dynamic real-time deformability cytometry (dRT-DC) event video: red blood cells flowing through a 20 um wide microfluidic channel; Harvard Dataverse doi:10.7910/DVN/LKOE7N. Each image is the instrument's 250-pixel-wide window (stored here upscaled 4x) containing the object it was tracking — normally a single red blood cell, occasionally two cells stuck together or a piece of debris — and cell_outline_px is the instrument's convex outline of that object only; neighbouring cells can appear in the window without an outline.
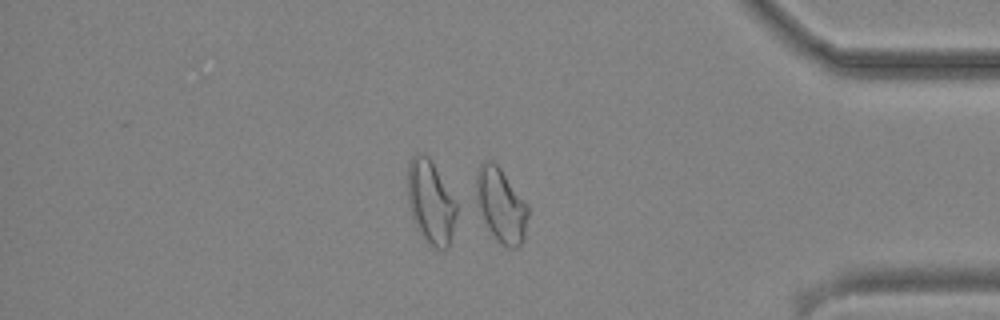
{"species": "common noctule bat (a hibernating species)", "species_latin": "Nyctalus noctula", "temperature_condition": "cold", "stored_images_in_passage": 49, "camera_frame_rate_fps": 3000, "um_per_image_px": 0.085, "animal": {"sex": "male", "body_mass_g": 19.2, "forearm_length_mm": 51.8}, "frame": {"image": 1, "passage_image": 42, "time_ms": 13.667, "image_size_px": [1000, 320], "cell_outline_px": [[528, 216], [524, 240], [516, 248], [508, 248], [496, 240], [472, 204], [476, 172], [480, 164], [484, 160], [492, 160], [500, 168], [528, 204]], "centroid_in_image_um": [42.51, 17.42], "position_along_channel_um": 392.7, "area_um2": 23.35}}